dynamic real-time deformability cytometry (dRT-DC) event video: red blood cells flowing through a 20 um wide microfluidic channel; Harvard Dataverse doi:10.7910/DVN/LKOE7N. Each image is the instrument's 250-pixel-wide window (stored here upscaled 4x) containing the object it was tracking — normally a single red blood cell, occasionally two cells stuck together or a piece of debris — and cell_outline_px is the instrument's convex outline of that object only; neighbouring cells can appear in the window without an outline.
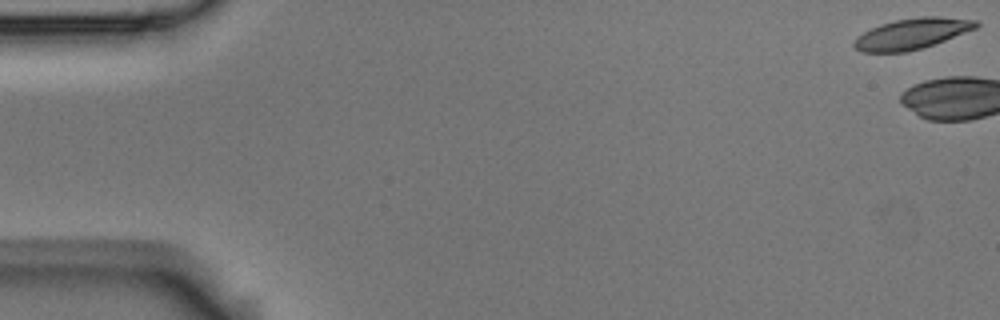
{"species": "Egyptian fruit bat (a non-hibernating species)", "species_latin": "Rousettus aegyptiacus", "temperature_condition": "room temperature", "stored_images_in_passage": 7, "camera_frame_rate_fps": 3000, "um_per_image_px": 0.085, "animal": {"sex": "male"}, "frame": {"image": 1, "passage_image": 1, "time_ms": 0.0, "image_size_px": [1000, 320], "cell_outline_px": [[980, 24], [976, 28], [924, 48], [904, 52], [860, 52], [852, 44], [856, 36], [880, 24], [896, 20], [920, 16], [940, 16], [976, 20]], "centroid_in_image_um": [77.5, 2.86], "position_along_channel_um": 7.5, "area_um2": 21.91}}